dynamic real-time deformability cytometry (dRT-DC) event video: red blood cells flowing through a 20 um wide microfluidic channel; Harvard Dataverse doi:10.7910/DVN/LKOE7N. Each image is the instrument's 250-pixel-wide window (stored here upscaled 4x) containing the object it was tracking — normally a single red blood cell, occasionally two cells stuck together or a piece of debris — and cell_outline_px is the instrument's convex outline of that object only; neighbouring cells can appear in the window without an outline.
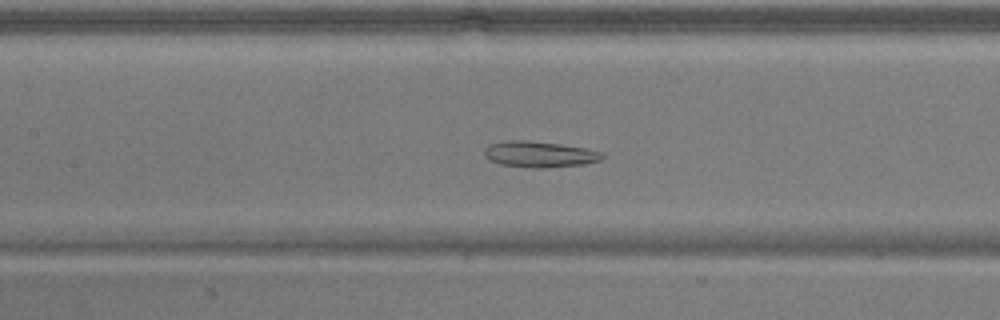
{"species": "common noctule bat (a hibernating species)", "species_latin": "Nyctalus noctula", "temperature_condition": "warm", "stored_images_in_passage": 54, "camera_frame_rate_fps": 3000, "um_per_image_px": 0.085, "animal": {"sex": "male", "body_mass_g": 17.9}, "frame": {"image": 1, "passage_image": 25, "time_ms": 8.0, "image_size_px": [1000, 320], "cell_outline_px": [[604, 156], [600, 160], [584, 164], [540, 168], [532, 168], [500, 164], [488, 160], [484, 152], [484, 148], [492, 144], [508, 140], [524, 140], [560, 144], [584, 148], [604, 152]], "centroid_in_image_um": [45.86, 13.11], "position_along_channel_um": 161.5, "area_um2": 17.74}}
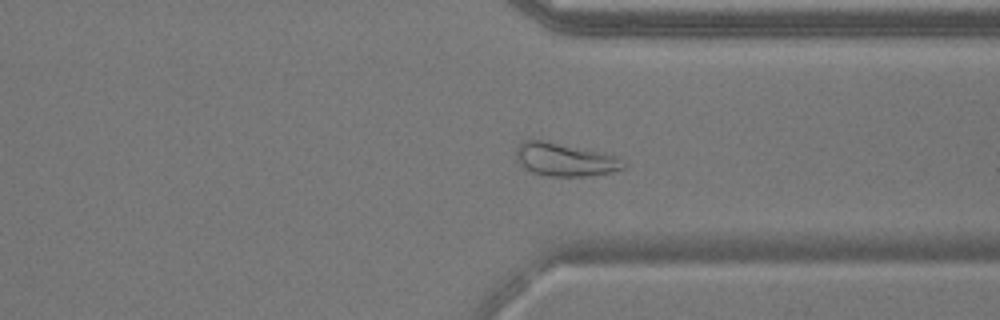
{"frame": {"image": 2, "passage_image": 41, "time_ms": 13.333, "image_size_px": [1000, 320], "cell_outline_px": [[628, 164], [624, 168], [612, 172], [588, 176], [548, 176], [532, 172], [520, 164], [516, 156], [516, 148], [524, 140], [544, 140], [616, 156]], "centroid_in_image_um": [48.02, 13.57], "position_along_channel_um": 363.4, "area_um2": 20.46}}
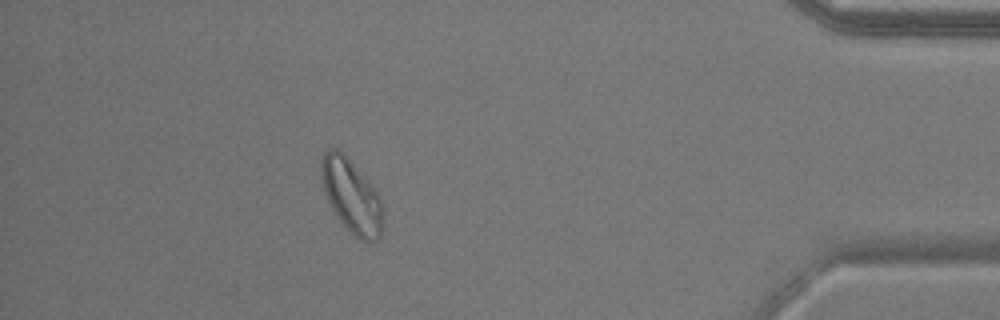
{"frame": {"image": 3, "passage_image": 48, "time_ms": 15.667, "image_size_px": [1000, 320], "cell_outline_px": [[384, 212], [380, 236], [376, 240], [360, 240], [340, 220], [332, 208], [328, 200], [320, 176], [320, 160], [324, 152], [328, 148], [336, 148], [368, 180], [380, 196], [384, 208]], "centroid_in_image_um": [29.88, 16.65], "position_along_channel_um": 405.3, "area_um2": 26.01}}